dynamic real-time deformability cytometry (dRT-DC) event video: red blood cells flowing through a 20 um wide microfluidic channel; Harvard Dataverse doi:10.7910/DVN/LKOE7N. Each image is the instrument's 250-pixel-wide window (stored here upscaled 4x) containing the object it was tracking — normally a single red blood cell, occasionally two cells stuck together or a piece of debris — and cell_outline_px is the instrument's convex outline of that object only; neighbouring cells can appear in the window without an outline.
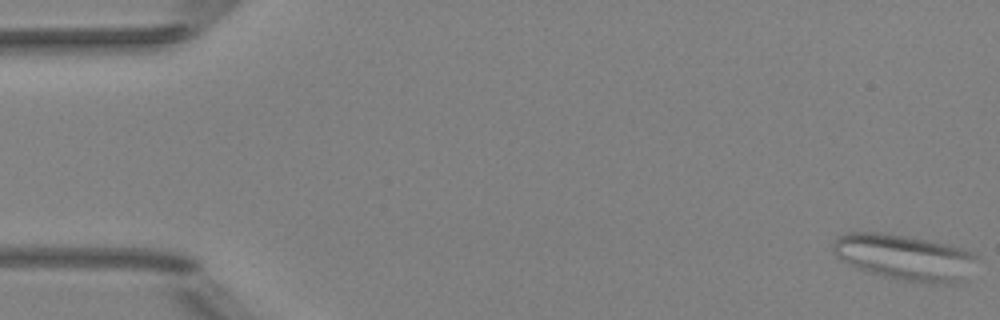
{"species": "Egyptian fruit bat (a non-hibernating species)", "species_latin": "Rousettus aegyptiacus", "temperature_condition": "room temperature", "stored_images_in_passage": 53, "segment_of_instrument_passage": [1, 3], "camera_frame_rate_fps": 3000, "um_per_image_px": 0.085, "animal": {"sex": "female"}, "frame": {"image": 1, "passage_image": 1, "time_ms": 0.0, "image_size_px": [1000, 320], "cell_outline_px": [[976, 256], [968, 280], [964, 284], [928, 284], [900, 280], [884, 276], [848, 264], [840, 260], [836, 256], [832, 248], [832, 244], [836, 236], [848, 232], [880, 232], [904, 236], [944, 244], [960, 248], [972, 252]], "centroid_in_image_um": [76.92, 21.9], "position_along_channel_um": 8.1, "area_um2": 38.55}}